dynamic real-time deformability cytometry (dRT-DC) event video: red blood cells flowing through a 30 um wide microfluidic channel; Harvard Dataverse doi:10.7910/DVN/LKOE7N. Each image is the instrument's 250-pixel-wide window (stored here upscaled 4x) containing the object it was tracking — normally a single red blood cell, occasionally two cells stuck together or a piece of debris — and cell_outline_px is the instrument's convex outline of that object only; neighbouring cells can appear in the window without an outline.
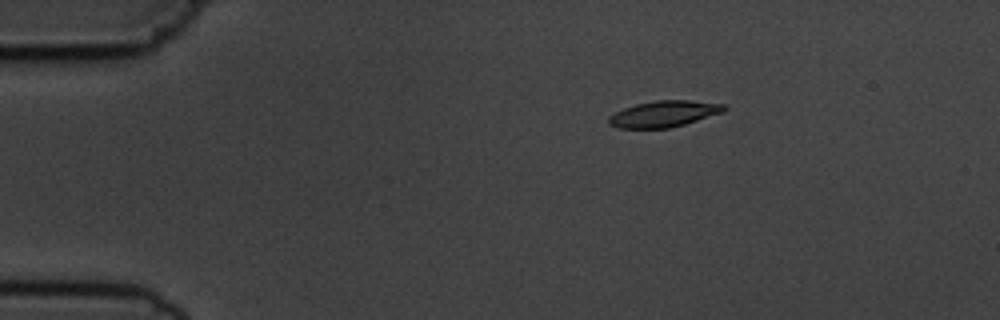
{"species": "common noctule bat (a hibernating species)", "species_latin": "Nyctalus noctula", "temperature_condition": "cold", "stored_images_in_passage": 3, "camera_frame_rate_fps": 3000, "um_per_image_px": 0.085, "animal": {"sex": "male", "body_mass_g": 19.5, "forearm_length_mm": 54.6}, "frame": {"image": 1, "passage_image": 1, "time_ms": 0.0, "image_size_px": [1000, 320], "cell_outline_px": [[728, 108], [724, 112], [684, 124], [668, 128], [620, 128], [608, 124], [608, 116], [624, 108], [636, 104], [656, 100], [688, 100], [724, 104]], "centroid_in_image_um": [56.44, 9.67], "position_along_channel_um": 28.6, "area_um2": 17.57}}
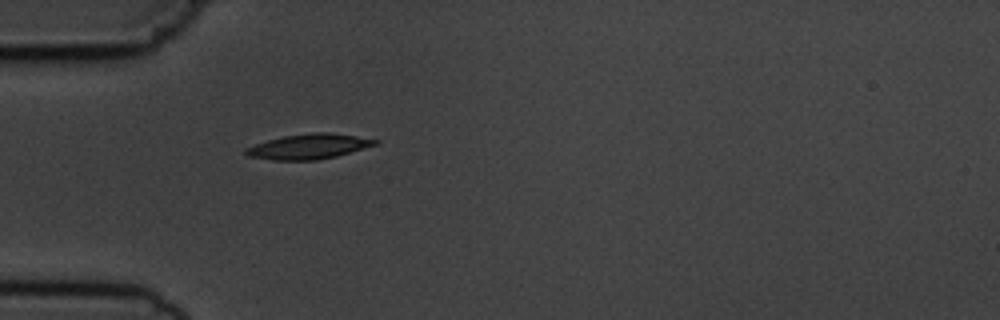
{"frame": {"image": 2, "passage_image": 3, "time_ms": 2.333, "image_size_px": [1000, 320], "cell_outline_px": [[380, 140], [376, 144], [336, 156], [316, 160], [272, 160], [248, 156], [244, 152], [244, 148], [268, 140], [284, 136], [312, 132], [328, 132], [356, 136]], "centroid_in_image_um": [26.21, 12.45], "position_along_channel_um": 58.8, "area_um2": 18.67}}